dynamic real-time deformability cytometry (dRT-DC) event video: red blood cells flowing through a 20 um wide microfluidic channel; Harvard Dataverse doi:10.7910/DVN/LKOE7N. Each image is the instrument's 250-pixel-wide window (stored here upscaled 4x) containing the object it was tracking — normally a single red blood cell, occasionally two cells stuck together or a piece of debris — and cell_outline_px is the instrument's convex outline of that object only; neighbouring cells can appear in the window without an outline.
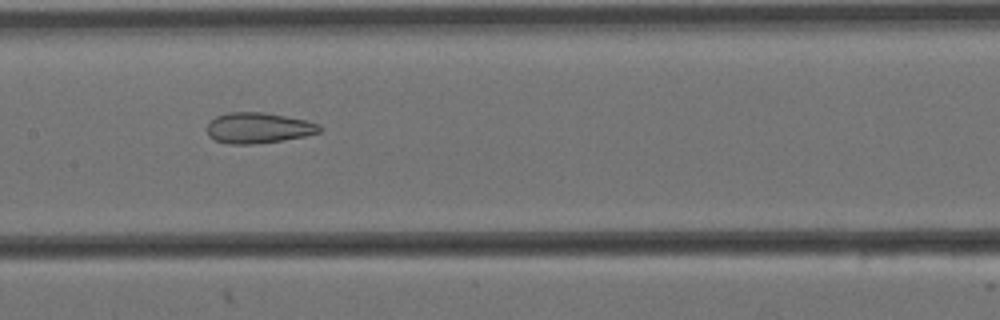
{"species": "Egyptian fruit bat (a non-hibernating species)", "species_latin": "Rousettus aegyptiacus", "temperature_condition": "cold", "stored_images_in_passage": 11, "camera_frame_rate_fps": 3000, "um_per_image_px": 0.085, "animal": {"sex": "female"}, "frame": {"image": 1, "passage_image": 8, "time_ms": 2.333, "image_size_px": [1000, 320], "cell_outline_px": [[324, 128], [320, 132], [304, 136], [280, 140], [252, 144], [228, 144], [216, 140], [208, 136], [208, 124], [216, 116], [228, 112], [264, 112], [304, 120], [320, 124]], "centroid_in_image_um": [21.96, 10.87], "position_along_channel_um": 185.4, "area_um2": 19.94}}
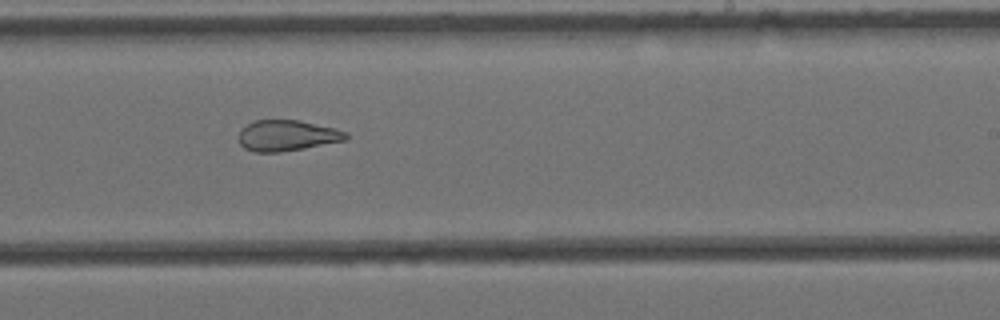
{"frame": {"image": 2, "passage_image": 10, "time_ms": 3.0, "image_size_px": [1000, 320], "cell_outline_px": [[348, 136], [344, 140], [304, 148], [280, 152], [256, 152], [244, 148], [240, 144], [240, 128], [256, 120], [300, 120], [336, 128], [348, 132]], "centroid_in_image_um": [24.4, 11.51], "position_along_channel_um": 264.6, "area_um2": 19.19}}
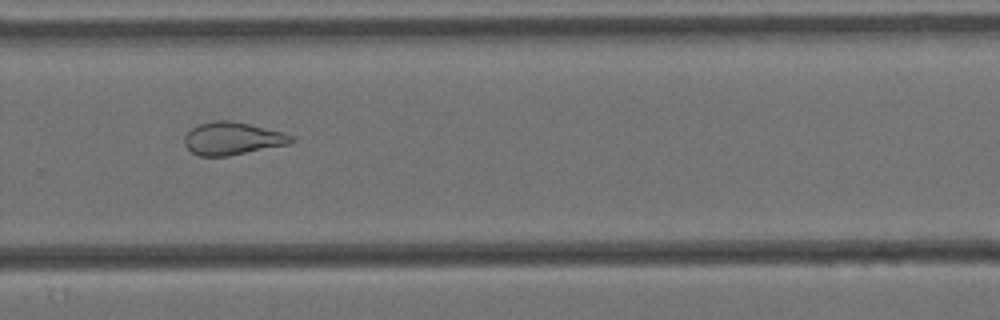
{"frame": {"image": 3, "passage_image": 11, "time_ms": 3.333, "image_size_px": [1000, 320], "cell_outline_px": [[296, 140], [288, 144], [228, 156], [200, 156], [192, 152], [184, 144], [184, 136], [192, 128], [200, 124], [216, 120], [232, 120], [284, 132], [292, 136]], "centroid_in_image_um": [19.76, 11.77], "position_along_channel_um": 310.0, "area_um2": 20.29}}